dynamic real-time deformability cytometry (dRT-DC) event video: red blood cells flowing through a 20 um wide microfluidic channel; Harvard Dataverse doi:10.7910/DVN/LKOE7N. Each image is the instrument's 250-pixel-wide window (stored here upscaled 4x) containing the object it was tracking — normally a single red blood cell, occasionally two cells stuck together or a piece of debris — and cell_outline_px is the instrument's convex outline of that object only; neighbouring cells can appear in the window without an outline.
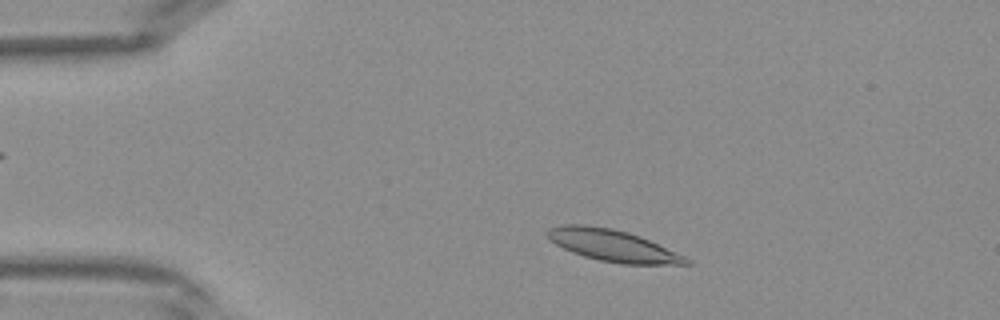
{"species": "Egyptian fruit bat (a non-hibernating species)", "species_latin": "Rousettus aegyptiacus", "temperature_condition": "warm", "stored_images_in_passage": 36, "camera_frame_rate_fps": 3000, "um_per_image_px": 0.085, "frame": {"image": 1, "passage_image": 3, "time_ms": 0.667, "image_size_px": [1000, 320], "cell_outline_px": [[692, 264], [620, 264], [600, 260], [584, 256], [572, 252], [548, 240], [548, 228], [564, 224], [584, 224], [612, 228], [628, 232], [640, 236], [688, 256], [692, 260]], "centroid_in_image_um": [52.14, 20.87], "position_along_channel_um": 32.9, "area_um2": 25.84}}
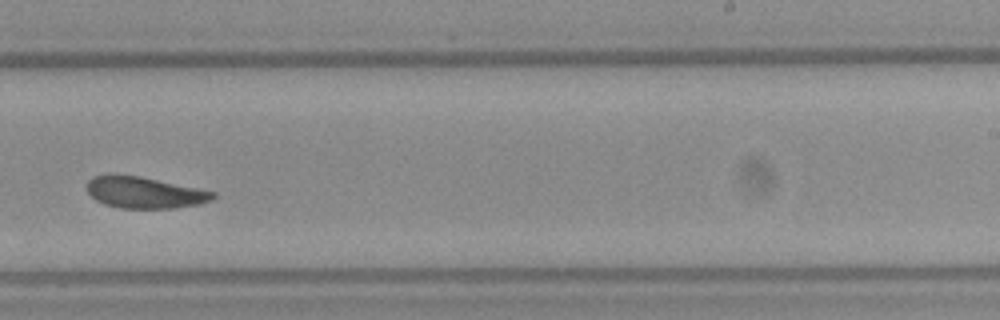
{"frame": {"image": 2, "passage_image": 21, "time_ms": 6.667, "image_size_px": [1000, 320], "cell_outline_px": [[216, 196], [212, 200], [200, 204], [172, 208], [120, 208], [104, 204], [96, 200], [88, 192], [88, 180], [92, 176], [108, 172], [112, 172], [140, 176], [216, 192]], "centroid_in_image_um": [12.24, 16.34], "position_along_channel_um": 276.8, "area_um2": 23.41}}
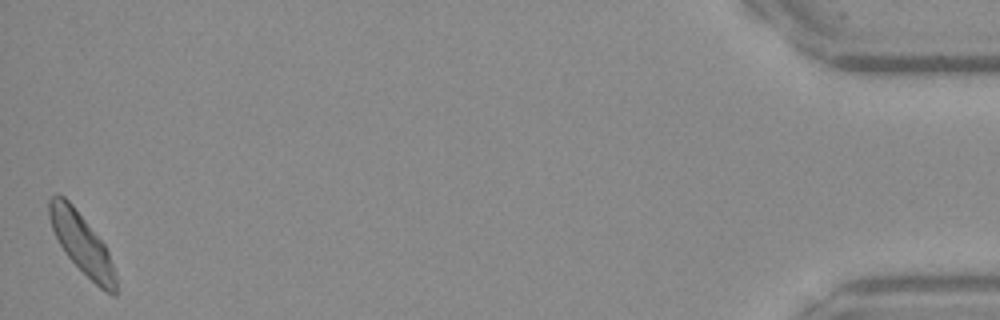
{"frame": {"image": 3, "passage_image": 36, "time_ms": 11.667, "image_size_px": [1000, 320], "cell_outline_px": [[116, 296], [112, 296], [100, 288], [64, 252], [52, 228], [48, 216], [48, 200], [56, 192], [64, 196], [72, 204], [104, 244], [108, 252], [116, 276]], "centroid_in_image_um": [6.93, 20.67], "position_along_channel_um": 428.3, "area_um2": 23.0}}